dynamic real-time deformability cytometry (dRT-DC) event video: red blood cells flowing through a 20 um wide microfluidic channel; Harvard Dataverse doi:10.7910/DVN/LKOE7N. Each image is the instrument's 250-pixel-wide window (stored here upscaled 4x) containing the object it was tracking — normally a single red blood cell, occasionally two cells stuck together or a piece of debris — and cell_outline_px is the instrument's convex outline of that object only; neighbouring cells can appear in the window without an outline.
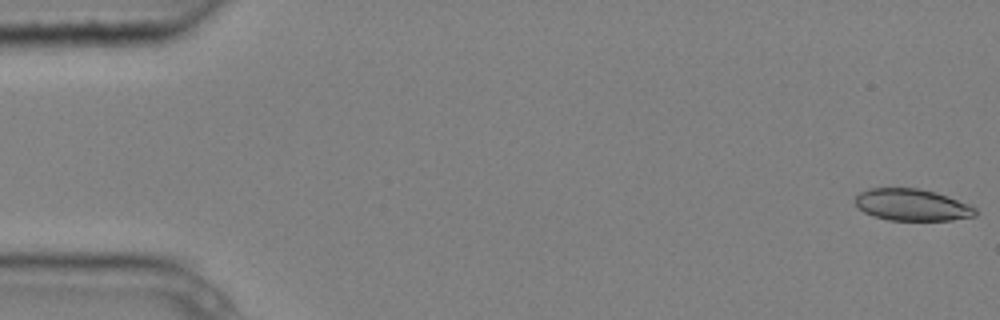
{"species": "common noctule bat (a hibernating species)", "species_latin": "Nyctalus noctula", "temperature_condition": "cold", "stored_images_in_passage": 7, "camera_frame_rate_fps": 3000, "um_per_image_px": 0.085, "animal": {"sex": "male", "body_mass_g": 20.4}, "frame": {"image": 1, "passage_image": 1, "time_ms": 0.0, "image_size_px": [1000, 320], "cell_outline_px": [[976, 216], [952, 220], [888, 220], [872, 216], [864, 212], [856, 204], [856, 196], [860, 192], [868, 188], [920, 188], [936, 192], [948, 196], [968, 204], [976, 208]], "centroid_in_image_um": [77.53, 17.41], "position_along_channel_um": 7.5, "area_um2": 22.31}}
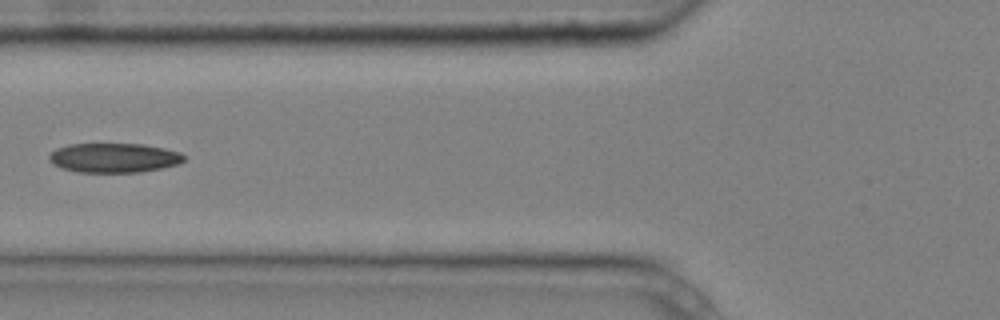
{"frame": {"image": 2, "passage_image": 6, "time_ms": 1.667, "image_size_px": [1000, 320], "cell_outline_px": [[184, 160], [180, 164], [140, 172], [76, 172], [60, 168], [52, 164], [48, 160], [48, 156], [56, 148], [68, 144], [140, 144], [164, 148], [180, 152], [184, 156]], "centroid_in_image_um": [9.65, 13.42], "position_along_channel_um": 116.2, "area_um2": 23.24}}
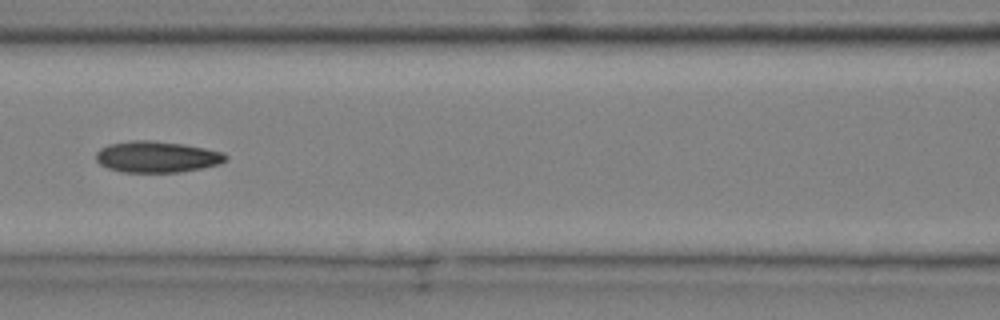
{"frame": {"image": 3, "passage_image": 7, "time_ms": 2.0, "image_size_px": [1000, 320], "cell_outline_px": [[228, 160], [220, 164], [204, 168], [180, 172], [124, 172], [108, 168], [100, 164], [96, 160], [96, 152], [100, 148], [108, 144], [132, 140], [148, 140], [184, 144], [224, 152], [228, 156]], "centroid_in_image_um": [13.36, 13.33], "position_along_channel_um": 153.2, "area_um2": 23.81}}